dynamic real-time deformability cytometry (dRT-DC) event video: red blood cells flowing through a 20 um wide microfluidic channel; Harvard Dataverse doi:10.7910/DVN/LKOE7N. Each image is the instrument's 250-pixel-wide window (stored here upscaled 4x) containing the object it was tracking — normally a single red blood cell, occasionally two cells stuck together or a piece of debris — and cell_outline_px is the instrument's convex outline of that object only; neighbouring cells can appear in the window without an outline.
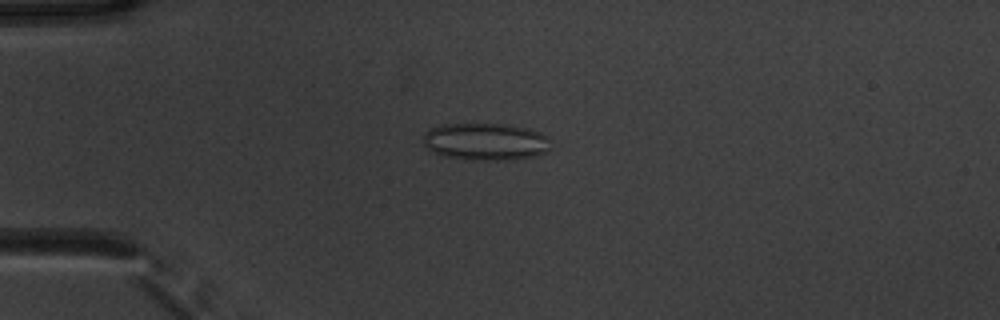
{"species": "common noctule bat (a hibernating species)", "species_latin": "Nyctalus noctula", "temperature_condition": "warm", "stored_images_in_passage": 52, "camera_frame_rate_fps": 3000, "um_per_image_px": 0.085, "animal": {"sex": "male", "body_mass_g": 20.1, "forearm_length_mm": 53.5}, "frame": {"image": 1, "passage_image": 13, "time_ms": 4.0, "image_size_px": [1000, 320], "cell_outline_px": [[548, 152], [536, 156], [504, 160], [476, 160], [444, 156], [428, 148], [424, 144], [424, 132], [440, 124], [508, 124], [528, 128], [540, 132], [544, 136], [548, 148]], "centroid_in_image_um": [41.25, 12.03], "position_along_channel_um": 43.7, "area_um2": 27.4}}
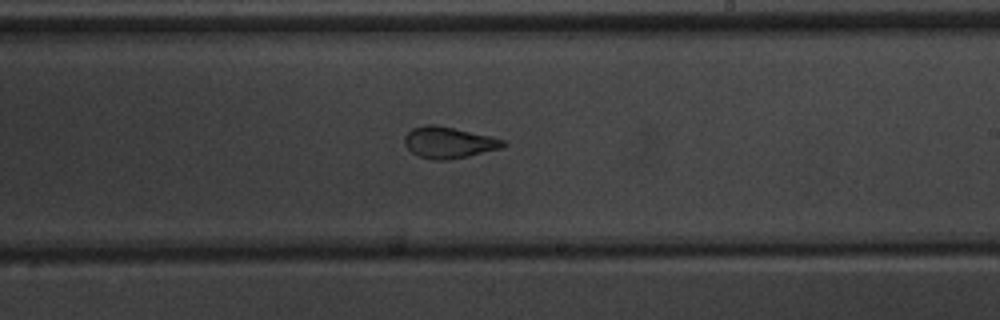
{"frame": {"image": 2, "passage_image": 31, "time_ms": 10.0, "image_size_px": [1000, 320], "cell_outline_px": [[508, 144], [500, 148], [468, 156], [448, 160], [432, 160], [420, 156], [412, 152], [404, 144], [404, 136], [412, 128], [428, 124], [432, 124], [452, 128], [488, 136], [504, 140]], "centroid_in_image_um": [38.1, 12.12], "position_along_channel_um": 250.9, "area_um2": 17.69}}
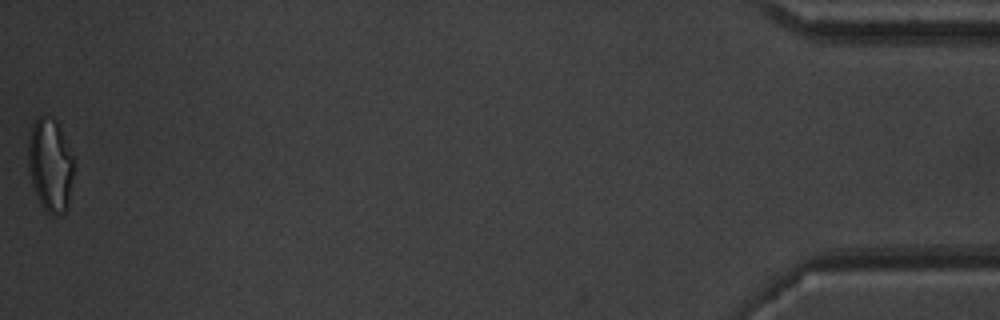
{"frame": {"image": 3, "passage_image": 52, "time_ms": 17.0, "image_size_px": [1000, 320], "cell_outline_px": [[72, 176], [68, 208], [64, 212], [56, 216], [52, 216], [40, 204], [32, 184], [28, 168], [28, 140], [32, 124], [40, 116], [44, 116], [56, 120], [72, 156]], "centroid_in_image_um": [4.24, 14.06], "position_along_channel_um": 431.0, "area_um2": 24.45}, "authors_computed_cell_mechanics": {"area_um2": 20.4034, "velocity_mm_per_s": 3.8631, "shape_relaxation_time_tau1_ms": null, "shape_relaxation_time_tau2_ms": 1.1767, "deformation_change_tau1": null, "deformation_change_tau2": 0.0854}}